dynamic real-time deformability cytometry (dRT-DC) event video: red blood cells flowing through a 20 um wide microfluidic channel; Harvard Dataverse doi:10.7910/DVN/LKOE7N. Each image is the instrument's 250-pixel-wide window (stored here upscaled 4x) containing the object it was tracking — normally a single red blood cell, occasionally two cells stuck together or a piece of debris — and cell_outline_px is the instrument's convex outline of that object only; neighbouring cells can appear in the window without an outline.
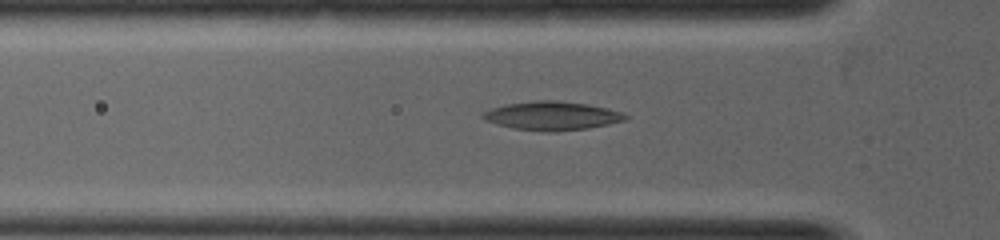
{"species": "common noctule bat (a hibernating species)", "species_latin": "Nyctalus noctula", "temperature_condition": "warm", "stored_images_in_passage": 30, "camera_frame_rate_fps": 5000, "um_per_image_px": 0.085, "animal": {"sex": "female", "body_mass_g": 19.0, "forearm_length_mm": 53.3}, "frame": {"image": 1, "passage_image": 9, "time_ms": 1.6, "image_size_px": [1000, 240], "cell_outline_px": [[628, 120], [588, 128], [552, 132], [544, 132], [516, 128], [496, 124], [484, 120], [480, 116], [480, 112], [492, 108], [508, 104], [532, 100], [556, 100], [588, 104], [608, 108], [624, 112], [628, 116]], "centroid_in_image_um": [46.93, 9.83], "position_along_channel_um": 78.9, "area_um2": 24.04}}
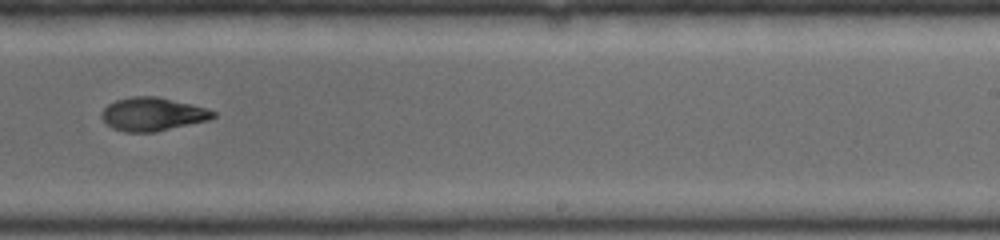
{"frame": {"image": 2, "passage_image": 20, "time_ms": 3.8, "image_size_px": [1000, 240], "cell_outline_px": [[216, 116], [208, 120], [156, 132], [124, 132], [112, 128], [100, 116], [100, 112], [108, 104], [116, 100], [132, 96], [156, 96], [192, 104], [208, 108], [216, 112]], "centroid_in_image_um": [12.97, 9.7], "position_along_channel_um": 276.0, "area_um2": 21.79}}
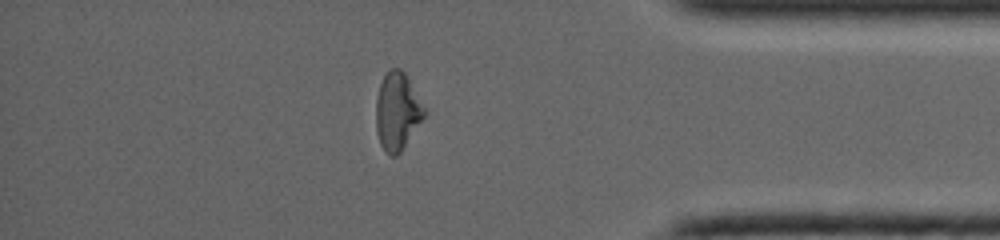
{"frame": {"image": 3, "passage_image": 28, "time_ms": 5.4, "image_size_px": [1000, 240], "cell_outline_px": [[424, 116], [400, 152], [396, 156], [392, 156], [384, 152], [380, 144], [376, 132], [376, 96], [380, 84], [384, 76], [392, 68], [400, 68], [404, 72], [424, 108]], "centroid_in_image_um": [33.72, 9.49], "position_along_channel_um": 401.5, "area_um2": 21.33}}